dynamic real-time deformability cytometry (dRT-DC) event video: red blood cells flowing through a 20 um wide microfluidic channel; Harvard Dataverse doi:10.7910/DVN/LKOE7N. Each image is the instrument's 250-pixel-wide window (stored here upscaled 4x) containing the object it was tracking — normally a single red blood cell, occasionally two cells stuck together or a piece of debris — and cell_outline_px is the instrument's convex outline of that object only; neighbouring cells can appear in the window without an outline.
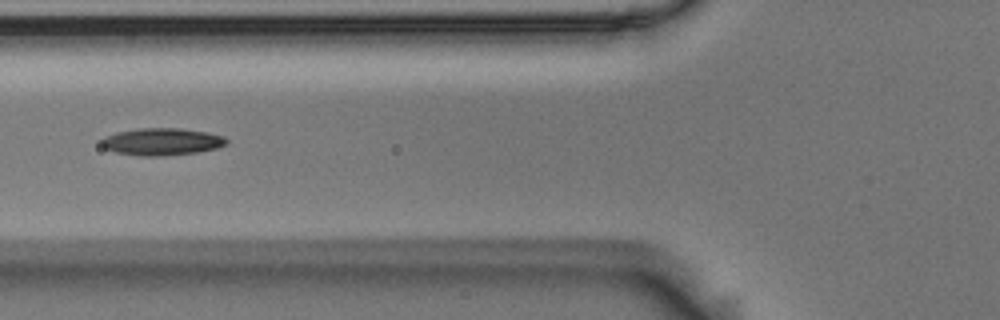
{"species": "Egyptian fruit bat (a non-hibernating species)", "species_latin": "Rousettus aegyptiacus", "temperature_condition": "room temperature", "stored_images_in_passage": 26, "camera_frame_rate_fps": 3000, "um_per_image_px": 0.085, "animal": {"sex": "male"}, "frame": {"image": 1, "passage_image": 8, "time_ms": 2.333, "image_size_px": [1000, 320], "cell_outline_px": [[228, 144], [216, 148], [196, 152], [160, 156], [140, 156], [116, 152], [104, 148], [100, 144], [100, 140], [104, 136], [116, 132], [136, 128], [180, 128], [208, 132], [224, 136], [228, 140]], "centroid_in_image_um": [13.73, 12.03], "position_along_channel_um": 112.1, "area_um2": 20.0}}